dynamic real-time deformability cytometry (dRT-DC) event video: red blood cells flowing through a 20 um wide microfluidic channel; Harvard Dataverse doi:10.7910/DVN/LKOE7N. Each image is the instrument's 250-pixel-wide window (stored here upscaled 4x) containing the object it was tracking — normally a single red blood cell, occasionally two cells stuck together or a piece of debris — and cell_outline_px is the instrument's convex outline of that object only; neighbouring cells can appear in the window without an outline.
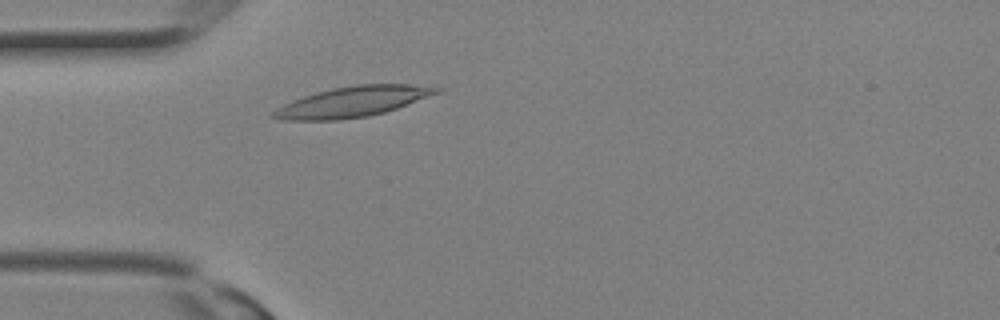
{"species": "Egyptian fruit bat (a non-hibernating species)", "species_latin": "Rousettus aegyptiacus", "temperature_condition": "room temperature", "stored_images_in_passage": 24, "camera_frame_rate_fps": 3000, "um_per_image_px": 0.085, "animal": {"sex": "female"}, "frame": {"image": 1, "passage_image": 4, "time_ms": 1.0, "image_size_px": [1000, 320], "cell_outline_px": [[444, 88], [440, 92], [396, 108], [384, 112], [368, 116], [336, 120], [284, 120], [268, 116], [276, 108], [292, 100], [316, 92], [332, 88], [356, 84], [408, 84]], "centroid_in_image_um": [29.94, 8.64], "position_along_channel_um": 55.1, "area_um2": 28.73}}
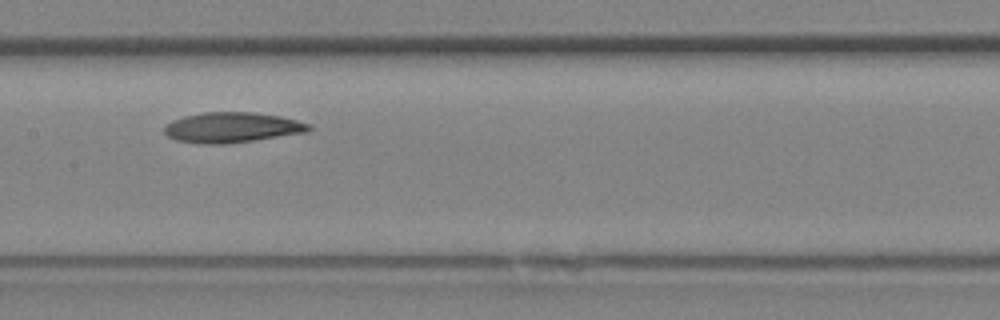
{"frame": {"image": 2, "passage_image": 10, "time_ms": 3.0, "image_size_px": [1000, 320], "cell_outline_px": [[312, 128], [308, 132], [224, 144], [200, 144], [176, 140], [168, 136], [164, 132], [164, 124], [172, 120], [184, 116], [204, 112], [252, 112], [280, 116], [312, 124]], "centroid_in_image_um": [19.7, 10.83], "position_along_channel_um": 187.7, "area_um2": 25.55}}
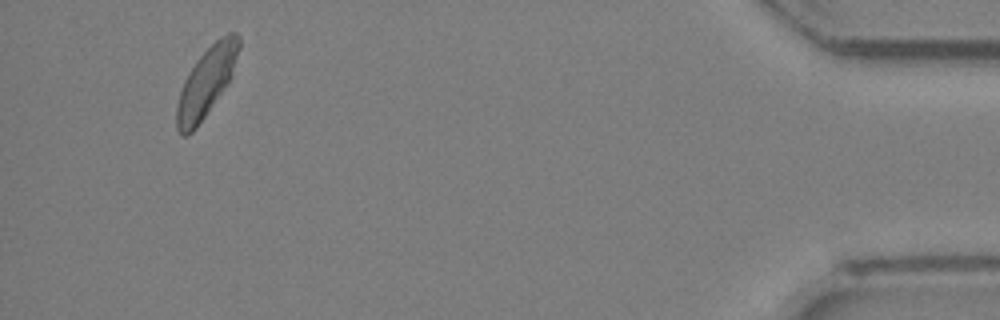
{"frame": {"image": 3, "passage_image": 23, "time_ms": 7.333, "image_size_px": [1000, 320], "cell_outline_px": [[240, 48], [232, 76], [196, 128], [192, 132], [184, 136], [176, 128], [176, 104], [184, 80], [196, 60], [220, 36], [228, 32], [236, 32], [240, 36]], "centroid_in_image_um": [17.55, 6.94], "position_along_channel_um": 417.7, "area_um2": 24.74}}